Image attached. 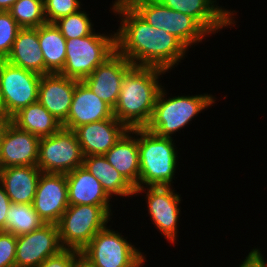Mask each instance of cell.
I'll list each match as a JSON object with an SVG mask.
<instances>
[{
	"label": "cell",
	"instance_id": "9a60e30c",
	"mask_svg": "<svg viewBox=\"0 0 267 267\" xmlns=\"http://www.w3.org/2000/svg\"><path fill=\"white\" fill-rule=\"evenodd\" d=\"M170 9L196 19L209 33L216 34L228 26H235V10L218 6L217 0H158ZM233 24V25H232Z\"/></svg>",
	"mask_w": 267,
	"mask_h": 267
},
{
	"label": "cell",
	"instance_id": "30bf717a",
	"mask_svg": "<svg viewBox=\"0 0 267 267\" xmlns=\"http://www.w3.org/2000/svg\"><path fill=\"white\" fill-rule=\"evenodd\" d=\"M84 156L73 130L61 128L40 138L37 167L45 173H69L83 165Z\"/></svg>",
	"mask_w": 267,
	"mask_h": 267
},
{
	"label": "cell",
	"instance_id": "4dcf8cb0",
	"mask_svg": "<svg viewBox=\"0 0 267 267\" xmlns=\"http://www.w3.org/2000/svg\"><path fill=\"white\" fill-rule=\"evenodd\" d=\"M47 23H54L59 18L68 16L82 9L80 0H43Z\"/></svg>",
	"mask_w": 267,
	"mask_h": 267
},
{
	"label": "cell",
	"instance_id": "8fae6325",
	"mask_svg": "<svg viewBox=\"0 0 267 267\" xmlns=\"http://www.w3.org/2000/svg\"><path fill=\"white\" fill-rule=\"evenodd\" d=\"M145 192V201L150 219L164 239L168 243L175 244L178 239V222L181 209L179 206L182 200L181 194H177L172 186H146L135 188L134 195Z\"/></svg>",
	"mask_w": 267,
	"mask_h": 267
},
{
	"label": "cell",
	"instance_id": "d4e9b609",
	"mask_svg": "<svg viewBox=\"0 0 267 267\" xmlns=\"http://www.w3.org/2000/svg\"><path fill=\"white\" fill-rule=\"evenodd\" d=\"M11 122L39 138L55 134L63 126L43 105L34 102L17 112Z\"/></svg>",
	"mask_w": 267,
	"mask_h": 267
},
{
	"label": "cell",
	"instance_id": "7402d4cb",
	"mask_svg": "<svg viewBox=\"0 0 267 267\" xmlns=\"http://www.w3.org/2000/svg\"><path fill=\"white\" fill-rule=\"evenodd\" d=\"M104 157L135 188L140 174L138 128L128 130Z\"/></svg>",
	"mask_w": 267,
	"mask_h": 267
},
{
	"label": "cell",
	"instance_id": "f1b7e54d",
	"mask_svg": "<svg viewBox=\"0 0 267 267\" xmlns=\"http://www.w3.org/2000/svg\"><path fill=\"white\" fill-rule=\"evenodd\" d=\"M54 25L66 40L88 36L95 31L94 23L83 8L76 13L59 18Z\"/></svg>",
	"mask_w": 267,
	"mask_h": 267
},
{
	"label": "cell",
	"instance_id": "ab89813d",
	"mask_svg": "<svg viewBox=\"0 0 267 267\" xmlns=\"http://www.w3.org/2000/svg\"><path fill=\"white\" fill-rule=\"evenodd\" d=\"M1 168H2V165H1V157H0V170H1Z\"/></svg>",
	"mask_w": 267,
	"mask_h": 267
},
{
	"label": "cell",
	"instance_id": "e575fe53",
	"mask_svg": "<svg viewBox=\"0 0 267 267\" xmlns=\"http://www.w3.org/2000/svg\"><path fill=\"white\" fill-rule=\"evenodd\" d=\"M239 267H267V262L251 250Z\"/></svg>",
	"mask_w": 267,
	"mask_h": 267
},
{
	"label": "cell",
	"instance_id": "5b68a950",
	"mask_svg": "<svg viewBox=\"0 0 267 267\" xmlns=\"http://www.w3.org/2000/svg\"><path fill=\"white\" fill-rule=\"evenodd\" d=\"M116 52V32L66 40V60L59 74L83 81Z\"/></svg>",
	"mask_w": 267,
	"mask_h": 267
},
{
	"label": "cell",
	"instance_id": "d6a6232c",
	"mask_svg": "<svg viewBox=\"0 0 267 267\" xmlns=\"http://www.w3.org/2000/svg\"><path fill=\"white\" fill-rule=\"evenodd\" d=\"M81 252L74 249H62L59 253L48 257L37 267H71L74 259Z\"/></svg>",
	"mask_w": 267,
	"mask_h": 267
},
{
	"label": "cell",
	"instance_id": "ffe728a7",
	"mask_svg": "<svg viewBox=\"0 0 267 267\" xmlns=\"http://www.w3.org/2000/svg\"><path fill=\"white\" fill-rule=\"evenodd\" d=\"M69 205L101 206L110 216L113 215L111 197L103 189L100 181L83 165L66 173Z\"/></svg>",
	"mask_w": 267,
	"mask_h": 267
},
{
	"label": "cell",
	"instance_id": "8d00e7d4",
	"mask_svg": "<svg viewBox=\"0 0 267 267\" xmlns=\"http://www.w3.org/2000/svg\"><path fill=\"white\" fill-rule=\"evenodd\" d=\"M11 122V118L4 112H0V139L4 133L5 128Z\"/></svg>",
	"mask_w": 267,
	"mask_h": 267
},
{
	"label": "cell",
	"instance_id": "d6986e66",
	"mask_svg": "<svg viewBox=\"0 0 267 267\" xmlns=\"http://www.w3.org/2000/svg\"><path fill=\"white\" fill-rule=\"evenodd\" d=\"M113 109L100 99L83 81H79L74 90V95L67 120L63 128H75L96 121L112 118Z\"/></svg>",
	"mask_w": 267,
	"mask_h": 267
},
{
	"label": "cell",
	"instance_id": "f35d334b",
	"mask_svg": "<svg viewBox=\"0 0 267 267\" xmlns=\"http://www.w3.org/2000/svg\"><path fill=\"white\" fill-rule=\"evenodd\" d=\"M258 257H260L261 259L263 260H266L267 262V259H265V257L263 256L264 254H262V252L260 251V248H253L251 249Z\"/></svg>",
	"mask_w": 267,
	"mask_h": 267
},
{
	"label": "cell",
	"instance_id": "8992f818",
	"mask_svg": "<svg viewBox=\"0 0 267 267\" xmlns=\"http://www.w3.org/2000/svg\"><path fill=\"white\" fill-rule=\"evenodd\" d=\"M148 24L174 35L187 48L209 37V32L193 17L174 11L158 0H125Z\"/></svg>",
	"mask_w": 267,
	"mask_h": 267
},
{
	"label": "cell",
	"instance_id": "484cf974",
	"mask_svg": "<svg viewBox=\"0 0 267 267\" xmlns=\"http://www.w3.org/2000/svg\"><path fill=\"white\" fill-rule=\"evenodd\" d=\"M40 49L44 57V74L59 73L66 60V39L54 23L38 27Z\"/></svg>",
	"mask_w": 267,
	"mask_h": 267
},
{
	"label": "cell",
	"instance_id": "277c9868",
	"mask_svg": "<svg viewBox=\"0 0 267 267\" xmlns=\"http://www.w3.org/2000/svg\"><path fill=\"white\" fill-rule=\"evenodd\" d=\"M167 94L163 86L157 97L152 118L145 128L158 136L169 138H174L173 134L188 126L193 118L213 106L217 99L208 93L173 97H168Z\"/></svg>",
	"mask_w": 267,
	"mask_h": 267
},
{
	"label": "cell",
	"instance_id": "2e32d148",
	"mask_svg": "<svg viewBox=\"0 0 267 267\" xmlns=\"http://www.w3.org/2000/svg\"><path fill=\"white\" fill-rule=\"evenodd\" d=\"M40 138L10 122L0 139L2 168L37 166Z\"/></svg>",
	"mask_w": 267,
	"mask_h": 267
},
{
	"label": "cell",
	"instance_id": "3957f363",
	"mask_svg": "<svg viewBox=\"0 0 267 267\" xmlns=\"http://www.w3.org/2000/svg\"><path fill=\"white\" fill-rule=\"evenodd\" d=\"M175 141L158 136L147 128H138L140 174L135 188L174 186L172 183L179 164Z\"/></svg>",
	"mask_w": 267,
	"mask_h": 267
},
{
	"label": "cell",
	"instance_id": "d590c367",
	"mask_svg": "<svg viewBox=\"0 0 267 267\" xmlns=\"http://www.w3.org/2000/svg\"><path fill=\"white\" fill-rule=\"evenodd\" d=\"M71 267H94L92 263L81 253L74 259Z\"/></svg>",
	"mask_w": 267,
	"mask_h": 267
},
{
	"label": "cell",
	"instance_id": "1f68e13d",
	"mask_svg": "<svg viewBox=\"0 0 267 267\" xmlns=\"http://www.w3.org/2000/svg\"><path fill=\"white\" fill-rule=\"evenodd\" d=\"M17 236L0 231V267H15Z\"/></svg>",
	"mask_w": 267,
	"mask_h": 267
},
{
	"label": "cell",
	"instance_id": "52a82bcc",
	"mask_svg": "<svg viewBox=\"0 0 267 267\" xmlns=\"http://www.w3.org/2000/svg\"><path fill=\"white\" fill-rule=\"evenodd\" d=\"M111 227L100 230L81 254L94 267H144L146 254Z\"/></svg>",
	"mask_w": 267,
	"mask_h": 267
},
{
	"label": "cell",
	"instance_id": "e0dca14e",
	"mask_svg": "<svg viewBox=\"0 0 267 267\" xmlns=\"http://www.w3.org/2000/svg\"><path fill=\"white\" fill-rule=\"evenodd\" d=\"M129 129L114 116L110 119L87 123L73 131L83 156L104 155Z\"/></svg>",
	"mask_w": 267,
	"mask_h": 267
},
{
	"label": "cell",
	"instance_id": "f546056e",
	"mask_svg": "<svg viewBox=\"0 0 267 267\" xmlns=\"http://www.w3.org/2000/svg\"><path fill=\"white\" fill-rule=\"evenodd\" d=\"M20 29L8 11H0V60H5L10 54Z\"/></svg>",
	"mask_w": 267,
	"mask_h": 267
},
{
	"label": "cell",
	"instance_id": "44dd1931",
	"mask_svg": "<svg viewBox=\"0 0 267 267\" xmlns=\"http://www.w3.org/2000/svg\"><path fill=\"white\" fill-rule=\"evenodd\" d=\"M41 173L37 166L1 168L0 184L11 203L32 204Z\"/></svg>",
	"mask_w": 267,
	"mask_h": 267
},
{
	"label": "cell",
	"instance_id": "9c48e42d",
	"mask_svg": "<svg viewBox=\"0 0 267 267\" xmlns=\"http://www.w3.org/2000/svg\"><path fill=\"white\" fill-rule=\"evenodd\" d=\"M41 75L0 60V102L2 111L12 118L38 101Z\"/></svg>",
	"mask_w": 267,
	"mask_h": 267
},
{
	"label": "cell",
	"instance_id": "836d02e7",
	"mask_svg": "<svg viewBox=\"0 0 267 267\" xmlns=\"http://www.w3.org/2000/svg\"><path fill=\"white\" fill-rule=\"evenodd\" d=\"M11 206V201L4 188L0 184V231H5L7 212Z\"/></svg>",
	"mask_w": 267,
	"mask_h": 267
},
{
	"label": "cell",
	"instance_id": "4316f807",
	"mask_svg": "<svg viewBox=\"0 0 267 267\" xmlns=\"http://www.w3.org/2000/svg\"><path fill=\"white\" fill-rule=\"evenodd\" d=\"M44 224L32 204L11 203L7 212L5 232L19 236L31 233Z\"/></svg>",
	"mask_w": 267,
	"mask_h": 267
},
{
	"label": "cell",
	"instance_id": "6da1fadb",
	"mask_svg": "<svg viewBox=\"0 0 267 267\" xmlns=\"http://www.w3.org/2000/svg\"><path fill=\"white\" fill-rule=\"evenodd\" d=\"M112 13L119 16L116 51L135 66L169 70L184 60L187 48L174 35L148 24L125 0L112 1Z\"/></svg>",
	"mask_w": 267,
	"mask_h": 267
},
{
	"label": "cell",
	"instance_id": "ba28073f",
	"mask_svg": "<svg viewBox=\"0 0 267 267\" xmlns=\"http://www.w3.org/2000/svg\"><path fill=\"white\" fill-rule=\"evenodd\" d=\"M112 217L94 205H69L57 223L63 248L82 251Z\"/></svg>",
	"mask_w": 267,
	"mask_h": 267
},
{
	"label": "cell",
	"instance_id": "603a6c76",
	"mask_svg": "<svg viewBox=\"0 0 267 267\" xmlns=\"http://www.w3.org/2000/svg\"><path fill=\"white\" fill-rule=\"evenodd\" d=\"M5 60L14 66L44 75V57L38 39V27L21 28Z\"/></svg>",
	"mask_w": 267,
	"mask_h": 267
},
{
	"label": "cell",
	"instance_id": "ac0fdd59",
	"mask_svg": "<svg viewBox=\"0 0 267 267\" xmlns=\"http://www.w3.org/2000/svg\"><path fill=\"white\" fill-rule=\"evenodd\" d=\"M79 80L59 73L41 75L38 87V102L62 124L67 120L74 90Z\"/></svg>",
	"mask_w": 267,
	"mask_h": 267
},
{
	"label": "cell",
	"instance_id": "83f0119b",
	"mask_svg": "<svg viewBox=\"0 0 267 267\" xmlns=\"http://www.w3.org/2000/svg\"><path fill=\"white\" fill-rule=\"evenodd\" d=\"M8 12L21 28H37L47 23L43 0H17Z\"/></svg>",
	"mask_w": 267,
	"mask_h": 267
},
{
	"label": "cell",
	"instance_id": "5bb4252c",
	"mask_svg": "<svg viewBox=\"0 0 267 267\" xmlns=\"http://www.w3.org/2000/svg\"><path fill=\"white\" fill-rule=\"evenodd\" d=\"M133 66L117 51L100 64L83 82L114 109L126 72Z\"/></svg>",
	"mask_w": 267,
	"mask_h": 267
},
{
	"label": "cell",
	"instance_id": "cb8c5ba5",
	"mask_svg": "<svg viewBox=\"0 0 267 267\" xmlns=\"http://www.w3.org/2000/svg\"><path fill=\"white\" fill-rule=\"evenodd\" d=\"M83 166L100 181L111 198L134 196L135 188L106 160L104 155L85 156Z\"/></svg>",
	"mask_w": 267,
	"mask_h": 267
},
{
	"label": "cell",
	"instance_id": "7c38bea8",
	"mask_svg": "<svg viewBox=\"0 0 267 267\" xmlns=\"http://www.w3.org/2000/svg\"><path fill=\"white\" fill-rule=\"evenodd\" d=\"M62 249L57 224L45 223L31 233L17 236L15 267H37Z\"/></svg>",
	"mask_w": 267,
	"mask_h": 267
},
{
	"label": "cell",
	"instance_id": "74e56055",
	"mask_svg": "<svg viewBox=\"0 0 267 267\" xmlns=\"http://www.w3.org/2000/svg\"><path fill=\"white\" fill-rule=\"evenodd\" d=\"M17 0H0V11H8Z\"/></svg>",
	"mask_w": 267,
	"mask_h": 267
},
{
	"label": "cell",
	"instance_id": "7a4b0ae2",
	"mask_svg": "<svg viewBox=\"0 0 267 267\" xmlns=\"http://www.w3.org/2000/svg\"><path fill=\"white\" fill-rule=\"evenodd\" d=\"M166 72L157 67L135 65L126 72L113 115L129 130L149 124L163 87L159 79Z\"/></svg>",
	"mask_w": 267,
	"mask_h": 267
},
{
	"label": "cell",
	"instance_id": "4fadbf2b",
	"mask_svg": "<svg viewBox=\"0 0 267 267\" xmlns=\"http://www.w3.org/2000/svg\"><path fill=\"white\" fill-rule=\"evenodd\" d=\"M32 206L45 223L57 224L69 206L66 175L42 172Z\"/></svg>",
	"mask_w": 267,
	"mask_h": 267
}]
</instances>
